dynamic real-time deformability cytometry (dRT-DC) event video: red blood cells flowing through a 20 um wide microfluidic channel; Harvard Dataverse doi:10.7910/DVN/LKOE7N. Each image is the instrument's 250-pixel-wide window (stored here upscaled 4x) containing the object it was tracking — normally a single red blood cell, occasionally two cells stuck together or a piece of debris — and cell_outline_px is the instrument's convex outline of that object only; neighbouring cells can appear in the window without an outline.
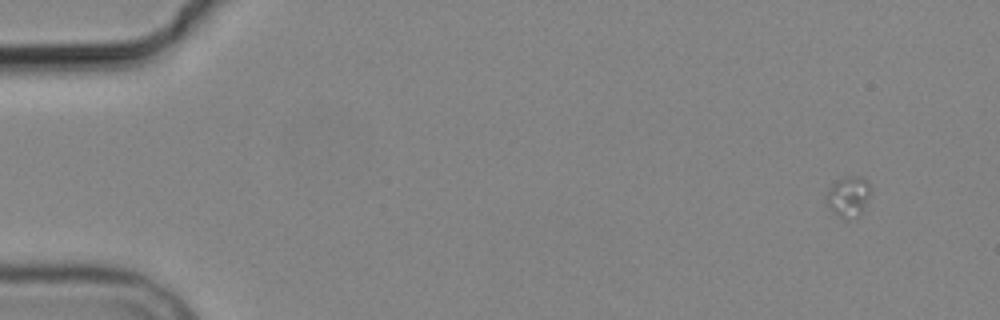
{"species": "common noctule bat (a hibernating species)", "species_latin": "Nyctalus noctula", "temperature_condition": "cold", "stored_images_in_passage": 2, "segment_of_instrument_passage": [2, 2], "camera_frame_rate_fps": 3000, "um_per_image_px": 0.085, "animal": {"sex": "male", "body_mass_g": 19.2, "forearm_length_mm": 51.8}, "frame": {"image": 1, "passage_image": 2, "time_ms": 1.333, "image_size_px": [1000, 320], "cell_outline_px": [[868, 196], [864, 208], [856, 220], [844, 220], [832, 212], [824, 200], [824, 196], [828, 188], [836, 180], [844, 176], [860, 176], [868, 180]], "centroid_in_image_um": [72.05, 16.74], "position_along_channel_um": 13.0, "area_um2": 10.81}}